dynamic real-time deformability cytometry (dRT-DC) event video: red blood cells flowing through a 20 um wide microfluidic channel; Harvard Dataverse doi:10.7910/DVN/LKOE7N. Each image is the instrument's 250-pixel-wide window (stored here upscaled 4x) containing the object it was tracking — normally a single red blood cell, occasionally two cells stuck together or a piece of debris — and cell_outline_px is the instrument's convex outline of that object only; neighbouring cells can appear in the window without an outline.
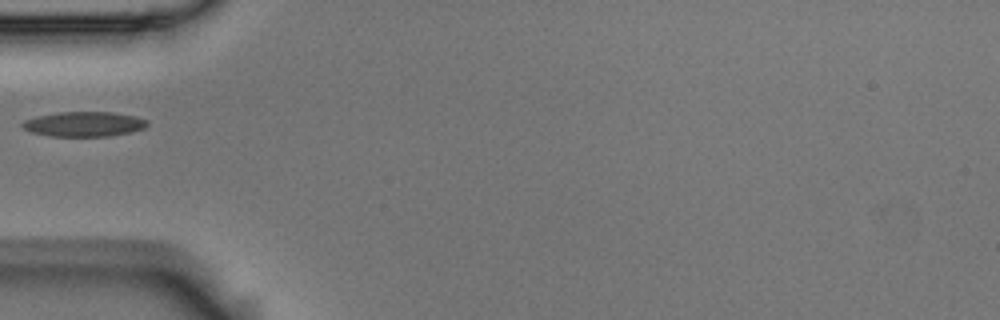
{"species": "Egyptian fruit bat (a non-hibernating species)", "species_latin": "Rousettus aegyptiacus", "temperature_condition": "room temperature", "stored_images_in_passage": 31, "camera_frame_rate_fps": 3000, "um_per_image_px": 0.085, "animal": {"sex": "male"}, "frame": {"image": 1, "passage_image": 1, "time_ms": 0.0, "image_size_px": [1000, 320], "cell_outline_px": [[148, 124], [144, 128], [132, 132], [108, 136], [48, 136], [32, 132], [24, 128], [20, 124], [24, 120], [36, 116], [56, 112], [112, 112], [136, 116], [148, 120]], "centroid_in_image_um": [7.14, 10.54], "position_along_channel_um": 77.9, "area_um2": 18.21}}
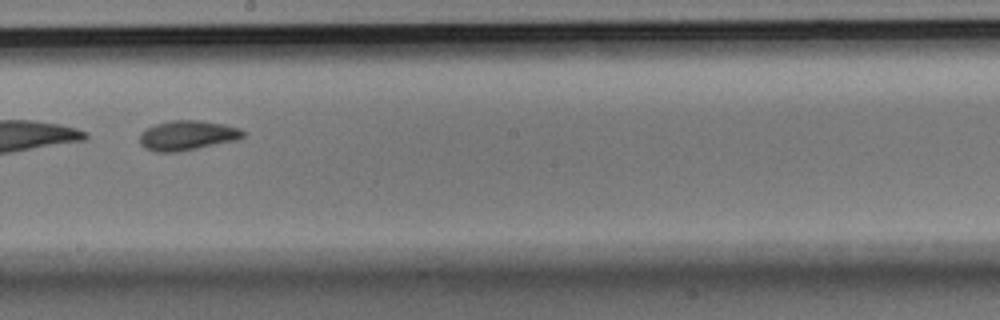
{"frame": {"image": 2, "passage_image": 14, "time_ms": 4.333, "image_size_px": [1000, 320], "cell_outline_px": [[244, 136], [240, 140], [176, 152], [156, 152], [144, 148], [140, 144], [140, 132], [156, 124], [172, 120], [200, 120], [224, 124], [240, 128], [244, 132]], "centroid_in_image_um": [15.94, 11.51], "position_along_channel_um": 232.3, "area_um2": 18.03}}